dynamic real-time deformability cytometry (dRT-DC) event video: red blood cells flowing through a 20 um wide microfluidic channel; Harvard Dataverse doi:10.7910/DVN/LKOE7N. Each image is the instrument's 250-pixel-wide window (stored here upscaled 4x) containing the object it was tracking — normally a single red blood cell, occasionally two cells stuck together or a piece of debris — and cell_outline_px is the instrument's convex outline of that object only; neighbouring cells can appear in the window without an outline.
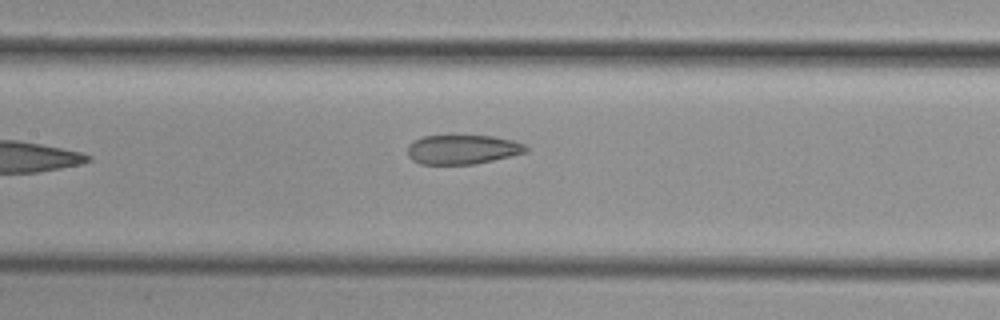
{"species": "common noctule bat (a hibernating species)", "species_latin": "Nyctalus noctula", "temperature_condition": "cold", "stored_images_in_passage": 7, "camera_frame_rate_fps": 3000, "um_per_image_px": 0.085, "animal": {"sex": "female", "body_mass_g": 29.2, "forearm_length_mm": 56.3}, "frame": {"image": 1, "passage_image": 7, "time_ms": 7.333, "image_size_px": [1000, 320], "cell_outline_px": [[528, 152], [476, 164], [420, 164], [412, 160], [408, 156], [408, 144], [412, 140], [424, 136], [492, 136], [516, 140], [524, 144], [528, 148]], "centroid_in_image_um": [39.32, 12.7], "position_along_channel_um": 168.1, "area_um2": 20.4}}